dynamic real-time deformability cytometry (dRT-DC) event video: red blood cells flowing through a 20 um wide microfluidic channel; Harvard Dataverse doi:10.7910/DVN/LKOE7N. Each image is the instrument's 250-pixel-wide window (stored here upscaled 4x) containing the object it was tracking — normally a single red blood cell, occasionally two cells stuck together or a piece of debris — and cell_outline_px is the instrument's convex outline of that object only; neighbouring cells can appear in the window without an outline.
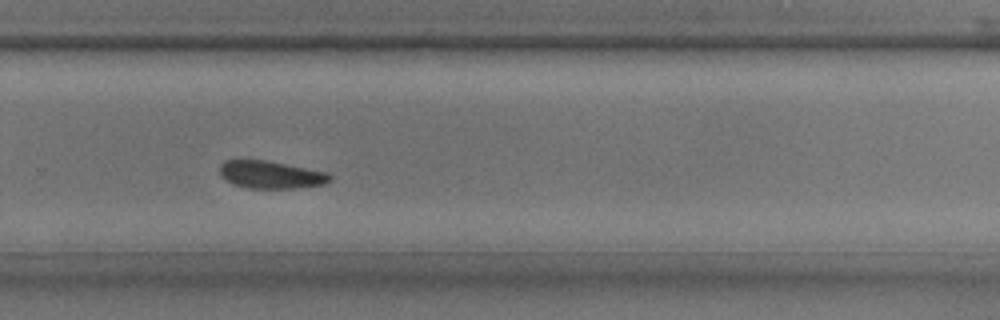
{"species": "common noctule bat (a hibernating species)", "species_latin": "Nyctalus noctula", "temperature_condition": "room temperature", "stored_images_in_passage": 26, "camera_frame_rate_fps": 3000, "um_per_image_px": 0.085, "animal": {"sex": "male", "body_mass_g": 17.9, "forearm_length_mm": 54.2}, "frame": {"image": 1, "passage_image": 15, "time_ms": 4.667, "image_size_px": [1000, 320], "cell_outline_px": [[332, 180], [324, 184], [296, 188], [248, 188], [236, 184], [220, 176], [220, 164], [224, 160], [236, 156], [268, 160], [328, 172], [332, 176]], "centroid_in_image_um": [22.97, 14.79], "position_along_channel_um": 306.8, "area_um2": 18.38}}
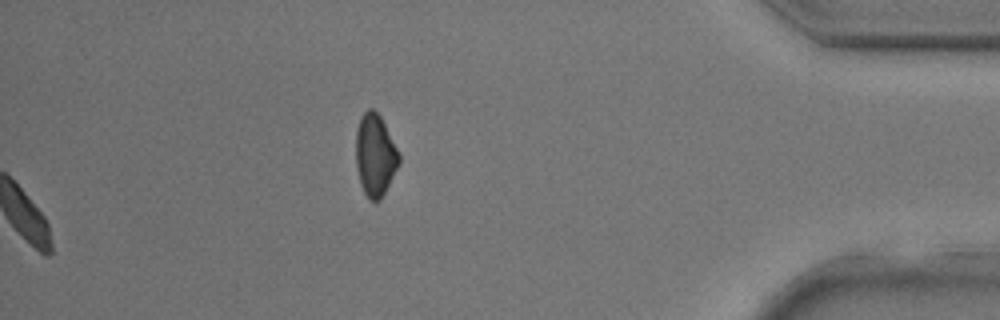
{"frame": {"image": 2, "passage_image": 26, "time_ms": 8.333, "image_size_px": [1000, 320], "cell_outline_px": [[400, 160], [380, 200], [368, 200], [360, 184], [356, 168], [356, 132], [360, 116], [368, 108], [372, 108], [380, 116], [400, 152]], "centroid_in_image_um": [31.87, 13.16], "position_along_channel_um": 403.3, "area_um2": 20.52}}